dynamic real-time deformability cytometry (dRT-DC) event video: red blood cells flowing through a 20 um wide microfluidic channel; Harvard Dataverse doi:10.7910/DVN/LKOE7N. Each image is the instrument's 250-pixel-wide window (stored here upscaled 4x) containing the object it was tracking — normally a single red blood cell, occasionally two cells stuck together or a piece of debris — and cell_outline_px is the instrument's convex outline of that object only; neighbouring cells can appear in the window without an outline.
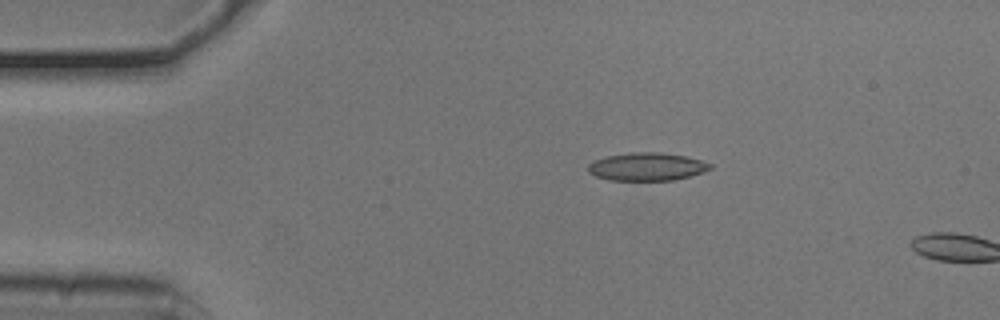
{"species": "common noctule bat (a hibernating species)", "species_latin": "Nyctalus noctula", "temperature_condition": "cold", "stored_images_in_passage": 3, "camera_frame_rate_fps": 3000, "um_per_image_px": 0.085, "animal": {"sex": "male", "body_mass_g": 20.5, "forearm_length_mm": 52.5}, "frame": {"image": 1, "passage_image": 1, "time_ms": 0.0, "image_size_px": [1000, 320], "cell_outline_px": [[712, 168], [704, 172], [672, 180], [608, 180], [596, 176], [588, 172], [588, 164], [592, 160], [608, 156], [632, 152], [660, 152], [684, 156], [700, 160], [712, 164]], "centroid_in_image_um": [54.96, 14.16], "position_along_channel_um": 30.0, "area_um2": 19.83}}